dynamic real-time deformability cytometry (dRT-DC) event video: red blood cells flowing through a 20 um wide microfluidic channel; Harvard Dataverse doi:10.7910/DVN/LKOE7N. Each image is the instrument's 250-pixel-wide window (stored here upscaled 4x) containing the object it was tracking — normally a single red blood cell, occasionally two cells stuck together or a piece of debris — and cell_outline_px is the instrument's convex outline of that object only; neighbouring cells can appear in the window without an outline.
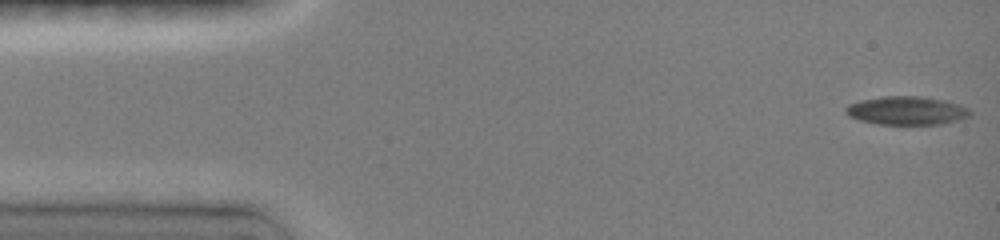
{"species": "common noctule bat (a hibernating species)", "species_latin": "Nyctalus noctula", "temperature_condition": "room temperature", "stored_images_in_passage": 47, "camera_frame_rate_fps": 3000, "um_per_image_px": 0.085, "animal": {"sex": "female", "body_mass_g": 19.0, "forearm_length_mm": 51.5}, "frame": {"image": 1, "passage_image": 1, "time_ms": 0.0, "image_size_px": [1000, 240], "cell_outline_px": [[972, 112], [968, 116], [956, 120], [940, 124], [876, 124], [860, 120], [848, 116], [844, 112], [844, 108], [848, 104], [860, 100], [884, 96], [920, 96], [944, 100], [960, 104], [968, 108]], "centroid_in_image_um": [77.02, 9.39], "position_along_channel_um": 8.0, "area_um2": 20.63}}
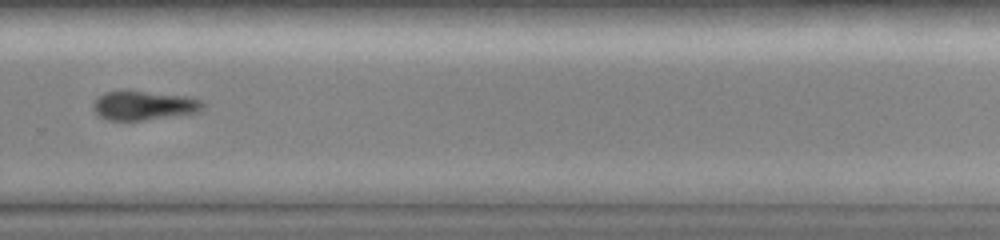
{"frame": {"image": 2, "passage_image": 33, "time_ms": 10.667, "image_size_px": [1000, 240], "cell_outline_px": [[204, 104], [196, 112], [144, 120], [108, 120], [100, 116], [92, 108], [92, 104], [104, 92], [120, 88], [128, 88], [188, 96], [200, 100]], "centroid_in_image_um": [12.15, 8.91], "position_along_channel_um": 317.7, "area_um2": 19.02}}
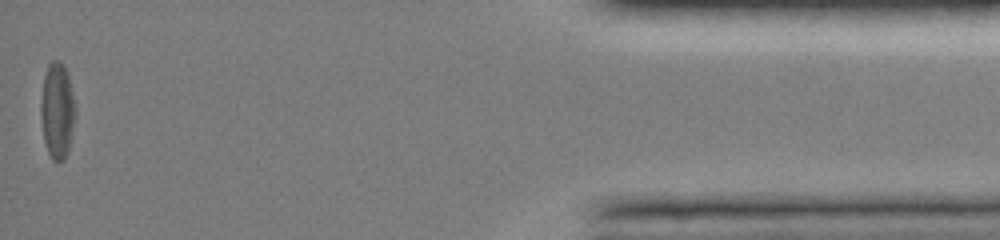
{"frame": {"image": 3, "passage_image": 47, "time_ms": 15.333, "image_size_px": [1000, 240], "cell_outline_px": [[76, 112], [68, 152], [64, 160], [56, 164], [52, 160], [48, 152], [44, 140], [40, 116], [40, 104], [44, 76], [48, 64], [52, 60], [60, 60], [64, 64], [68, 72], [76, 108]], "centroid_in_image_um": [4.87, 9.4], "position_along_channel_um": 430.3, "area_um2": 19.77}, "authors_computed_cell_mechanics": {"area_um2": 20.0566, "velocity_mm_per_s": 3.9916, "shape_relaxation_time_tau1_ms": 6.0298, "shape_relaxation_time_tau2_ms": null, "deformation_change_tau1": 0.1712, "deformation_change_tau2": null}}